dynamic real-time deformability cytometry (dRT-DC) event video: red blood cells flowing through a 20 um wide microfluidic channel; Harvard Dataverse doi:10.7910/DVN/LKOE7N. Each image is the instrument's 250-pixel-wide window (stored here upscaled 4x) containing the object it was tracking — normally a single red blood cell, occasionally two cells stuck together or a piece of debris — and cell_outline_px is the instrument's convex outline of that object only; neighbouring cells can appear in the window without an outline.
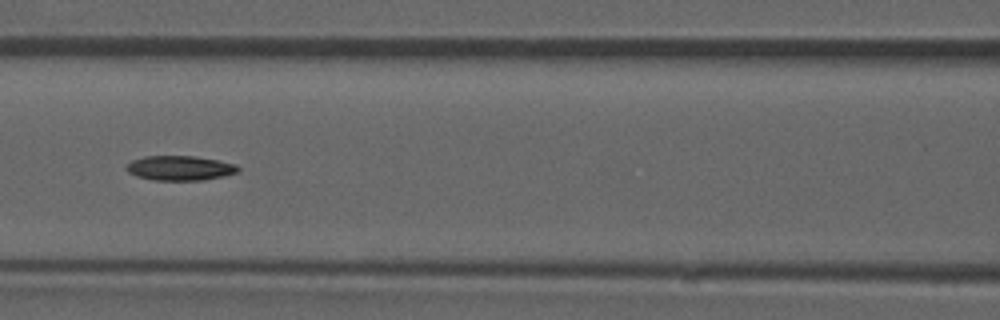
{"species": "common noctule bat (a hibernating species)", "species_latin": "Nyctalus noctula", "temperature_condition": "room temperature", "stored_images_in_passage": 51, "camera_frame_rate_fps": 3000, "um_per_image_px": 0.085, "animal": {"sex": "male", "forearm_length_mm": 52.5}, "frame": {"image": 1, "passage_image": 22, "time_ms": 7.0, "image_size_px": [1000, 320], "cell_outline_px": [[240, 168], [236, 172], [224, 176], [204, 180], [156, 180], [136, 176], [128, 172], [124, 168], [132, 160], [144, 156], [196, 156], [236, 164]], "centroid_in_image_um": [15.28, 14.28], "position_along_channel_um": 151.3, "area_um2": 16.01}}